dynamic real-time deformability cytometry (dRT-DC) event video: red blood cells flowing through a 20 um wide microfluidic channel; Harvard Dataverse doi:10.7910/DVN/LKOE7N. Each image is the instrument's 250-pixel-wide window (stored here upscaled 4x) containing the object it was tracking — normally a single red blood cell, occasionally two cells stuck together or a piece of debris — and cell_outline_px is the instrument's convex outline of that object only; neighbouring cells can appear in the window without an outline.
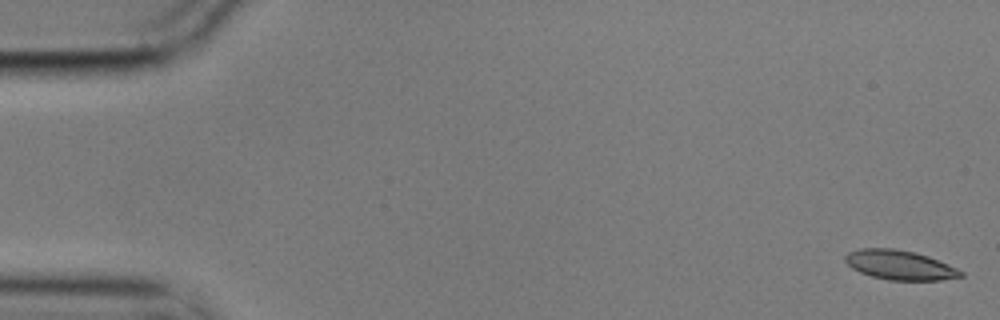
{"species": "common noctule bat (a hibernating species)", "species_latin": "Nyctalus noctula", "temperature_condition": "cold", "stored_images_in_passage": 56, "camera_frame_rate_fps": 3000, "um_per_image_px": 0.085, "animal": {"sex": "male", "body_mass_g": 17.9}, "frame": {"image": 1, "passage_image": 1, "time_ms": 0.0, "image_size_px": [1000, 320], "cell_outline_px": [[964, 276], [940, 280], [888, 280], [872, 276], [860, 272], [852, 268], [844, 260], [844, 256], [848, 252], [860, 248], [892, 248], [916, 252], [928, 256], [948, 264], [964, 272]], "centroid_in_image_um": [76.47, 22.52], "position_along_channel_um": 8.5, "area_um2": 19.88}}
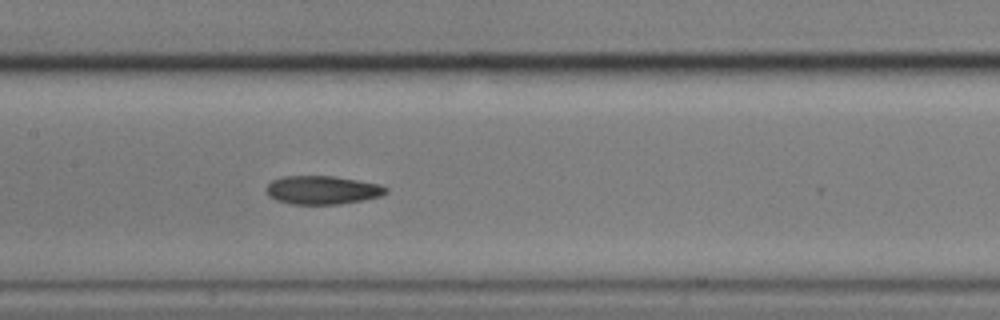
{"frame": {"image": 2, "passage_image": 27, "time_ms": 8.667, "image_size_px": [1000, 320], "cell_outline_px": [[388, 192], [380, 196], [364, 200], [340, 204], [292, 204], [276, 200], [268, 196], [264, 188], [272, 180], [284, 176], [332, 176], [380, 184], [388, 188]], "centroid_in_image_um": [27.38, 16.15], "position_along_channel_um": 180.0, "area_um2": 19.94}}
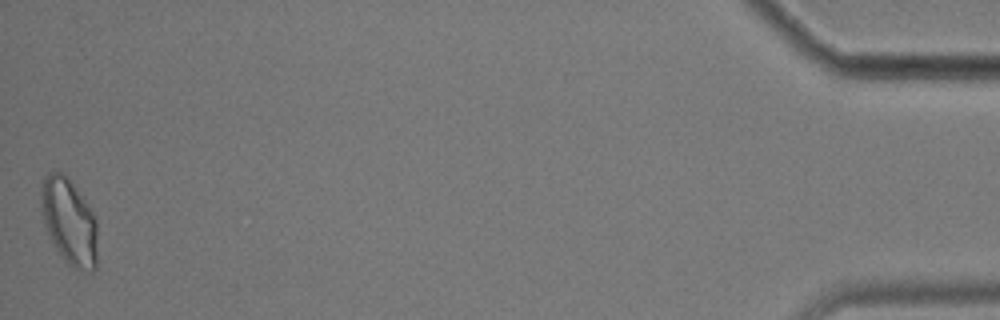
{"frame": {"image": 3, "passage_image": 56, "time_ms": 18.333, "image_size_px": [1000, 320], "cell_outline_px": [[96, 268], [92, 272], [72, 268], [64, 260], [56, 248], [48, 232], [44, 220], [40, 204], [40, 192], [44, 176], [48, 172], [64, 172], [68, 176], [92, 212], [96, 220]], "centroid_in_image_um": [5.87, 18.82], "position_along_channel_um": 429.3, "area_um2": 28.15}, "authors_computed_cell_mechanics": {"area_um2": 20.5479, "velocity_mm_per_s": 3.5292, "shape_relaxation_time_tau1_ms": null, "shape_relaxation_time_tau2_ms": 4.041, "deformation_change_tau1": null, "deformation_change_tau2": 0.1069}}